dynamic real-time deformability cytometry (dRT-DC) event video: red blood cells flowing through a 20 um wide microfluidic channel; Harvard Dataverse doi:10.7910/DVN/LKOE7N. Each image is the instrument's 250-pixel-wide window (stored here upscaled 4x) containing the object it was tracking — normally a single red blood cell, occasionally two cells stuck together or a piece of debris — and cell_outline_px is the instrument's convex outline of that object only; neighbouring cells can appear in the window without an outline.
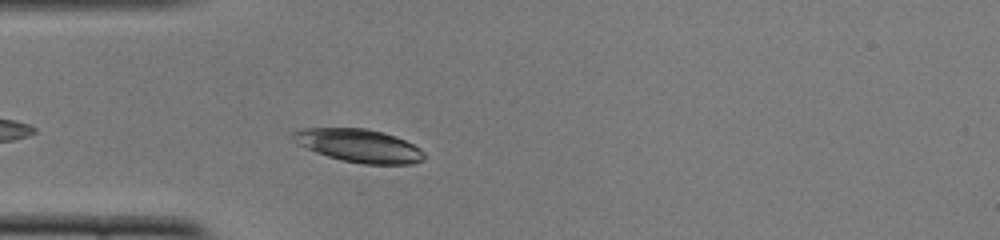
{"species": "common noctule bat (a hibernating species)", "species_latin": "Nyctalus noctula", "temperature_condition": "cold", "stored_images_in_passage": 36, "camera_frame_rate_fps": 3000, "um_per_image_px": 0.085, "animal": {"sex": "female", "body_mass_g": 22.0, "forearm_length_mm": 56.7}, "frame": {"image": 1, "passage_image": 5, "time_ms": 1.333, "image_size_px": [1000, 240], "cell_outline_px": [[424, 160], [412, 164], [364, 164], [340, 160], [304, 148], [296, 144], [288, 136], [292, 132], [300, 128], [364, 128], [396, 136], [420, 148], [424, 152]], "centroid_in_image_um": [30.45, 12.38], "position_along_channel_um": 54.6, "area_um2": 25.55}}
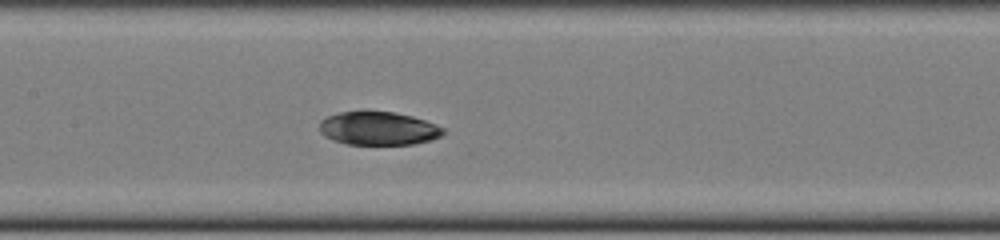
{"frame": {"image": 2, "passage_image": 15, "time_ms": 4.667, "image_size_px": [1000, 240], "cell_outline_px": [[444, 132], [440, 136], [432, 140], [412, 144], [348, 144], [332, 140], [324, 136], [320, 132], [320, 120], [328, 116], [340, 112], [396, 112], [412, 116], [424, 120], [444, 128]], "centroid_in_image_um": [32.15, 10.92], "position_along_channel_um": 175.3, "area_um2": 23.87}}
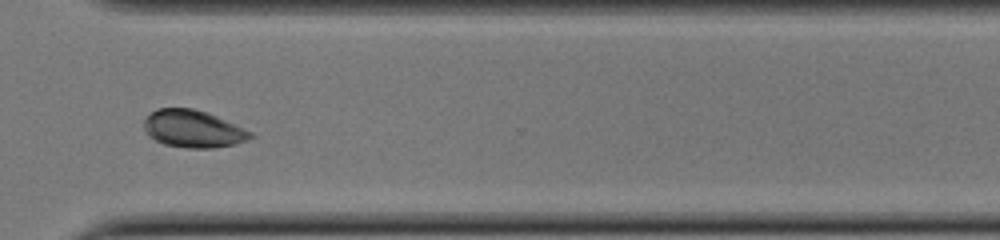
{"frame": {"image": 3, "passage_image": 29, "time_ms": 9.333, "image_size_px": [1000, 240], "cell_outline_px": [[256, 136], [248, 140], [236, 144], [212, 148], [184, 148], [164, 144], [148, 136], [144, 128], [144, 120], [156, 108], [192, 108], [208, 112], [252, 132]], "centroid_in_image_um": [16.42, 10.96], "position_along_channel_um": 354.2, "area_um2": 23.29}, "authors_computed_cell_mechanics": {"area_um2": 24.9118, "velocity_mm_per_s": 3.8156, "shape_relaxation_time_tau1_ms": 9.8279, "shape_relaxation_time_tau2_ms": null, "deformation_change_tau1": 0.2505, "deformation_change_tau2": null}}